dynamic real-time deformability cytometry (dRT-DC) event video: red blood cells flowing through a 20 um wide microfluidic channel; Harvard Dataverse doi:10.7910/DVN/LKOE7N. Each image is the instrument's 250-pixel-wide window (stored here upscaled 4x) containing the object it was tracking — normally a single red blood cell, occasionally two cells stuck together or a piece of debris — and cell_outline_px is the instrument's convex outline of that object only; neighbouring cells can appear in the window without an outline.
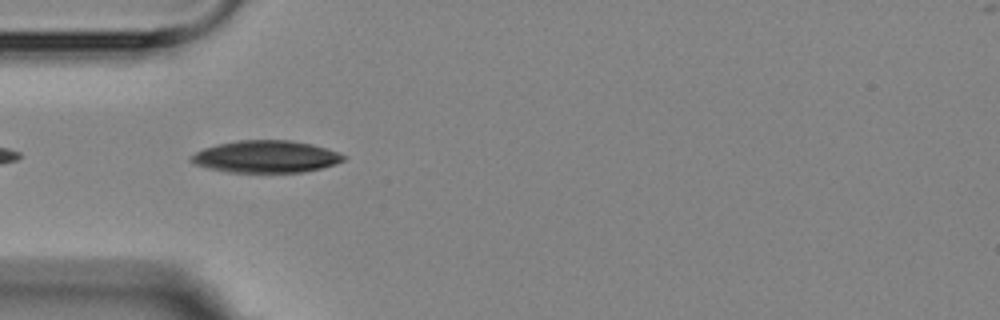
{"species": "Egyptian fruit bat (a non-hibernating species)", "species_latin": "Rousettus aegyptiacus", "temperature_condition": "room temperature", "stored_images_in_passage": 5, "camera_frame_rate_fps": 3000, "um_per_image_px": 0.085, "animal": {"sex": "female"}, "frame": {"image": 1, "passage_image": 4, "time_ms": 3.667, "image_size_px": [1000, 320], "cell_outline_px": [[348, 156], [344, 160], [336, 164], [304, 172], [228, 172], [208, 168], [196, 164], [188, 160], [188, 156], [204, 148], [216, 144], [236, 140], [288, 140], [312, 144], [340, 152]], "centroid_in_image_um": [22.6, 13.31], "position_along_channel_um": 62.4, "area_um2": 28.73}}
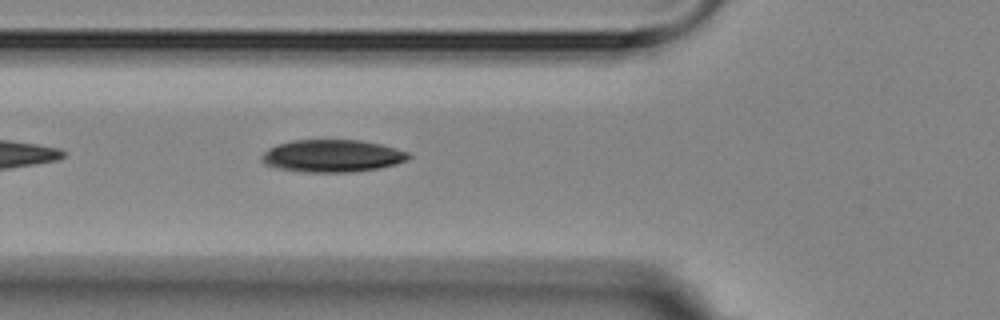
{"frame": {"image": 2, "passage_image": 5, "time_ms": 4.667, "image_size_px": [1000, 320], "cell_outline_px": [[412, 156], [408, 160], [396, 164], [380, 168], [356, 172], [300, 172], [276, 168], [264, 164], [260, 160], [260, 156], [268, 148], [276, 144], [292, 140], [360, 140], [380, 144], [396, 148], [408, 152]], "centroid_in_image_um": [28.22, 13.26], "position_along_channel_um": 97.6, "area_um2": 28.15}}